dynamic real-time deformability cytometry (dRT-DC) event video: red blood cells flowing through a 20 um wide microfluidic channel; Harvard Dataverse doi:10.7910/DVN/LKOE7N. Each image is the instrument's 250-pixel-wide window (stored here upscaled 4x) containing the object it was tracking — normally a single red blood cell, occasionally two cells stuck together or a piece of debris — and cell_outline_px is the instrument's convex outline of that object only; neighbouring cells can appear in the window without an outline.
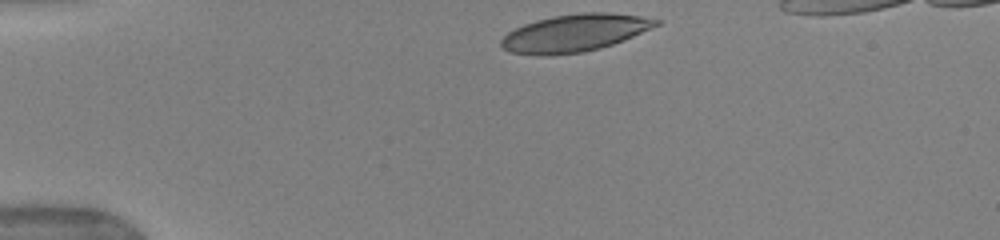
{"species": "human", "species_latin": "Homo sapiens", "temperature_condition": "warm", "stored_images_in_passage": 40, "camera_frame_rate_fps": 3000, "um_per_image_px": 0.085, "donor": {"sex": "female"}, "frame": {"image": 1, "passage_image": 1, "time_ms": 0.0, "image_size_px": [1000, 240], "cell_outline_px": [[664, 20], [660, 24], [652, 28], [624, 40], [600, 48], [584, 52], [540, 56], [508, 52], [500, 44], [500, 40], [508, 32], [524, 24], [536, 20], [552, 16], [580, 12], [608, 12], [640, 16]], "centroid_in_image_um": [48.86, 2.8], "position_along_channel_um": 36.1, "area_um2": 33.93}}
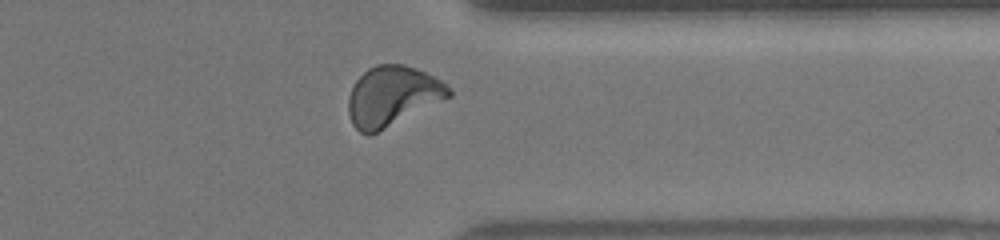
{"frame": {"image": 2, "passage_image": 31, "time_ms": 10.0, "image_size_px": [1000, 240], "cell_outline_px": [[452, 96], [368, 136], [360, 132], [352, 124], [348, 112], [348, 100], [352, 88], [356, 80], [368, 68], [376, 64], [404, 64], [416, 68], [440, 80], [452, 88]], "centroid_in_image_um": [33.35, 8.16], "position_along_channel_um": 378.1, "area_um2": 34.8}}
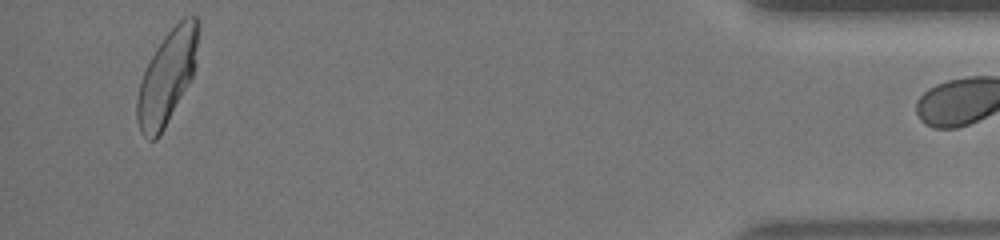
{"frame": {"image": 3, "passage_image": 39, "time_ms": 12.667, "image_size_px": [1000, 240], "cell_outline_px": [[200, 24], [196, 64], [192, 76], [160, 136], [156, 140], [148, 140], [140, 132], [136, 120], [136, 100], [140, 84], [144, 72], [156, 48], [164, 36], [184, 16], [196, 16], [200, 20]], "centroid_in_image_um": [14.21, 6.54], "position_along_channel_um": 421.0, "area_um2": 33.18}}